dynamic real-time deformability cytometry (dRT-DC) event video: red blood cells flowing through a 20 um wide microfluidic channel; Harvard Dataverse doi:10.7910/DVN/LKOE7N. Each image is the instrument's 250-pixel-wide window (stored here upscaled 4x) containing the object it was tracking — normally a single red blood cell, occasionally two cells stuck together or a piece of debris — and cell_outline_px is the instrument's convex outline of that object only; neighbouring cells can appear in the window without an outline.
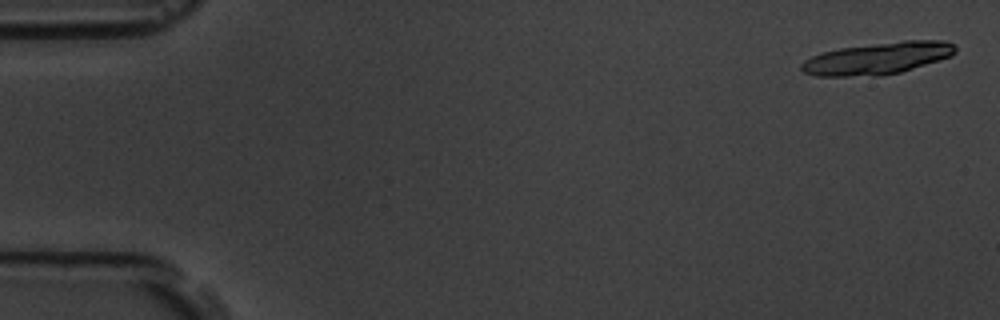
{"species": "common noctule bat (a hibernating species)", "species_latin": "Nyctalus noctula", "temperature_condition": "room temperature", "stored_images_in_passage": 6, "camera_frame_rate_fps": 3000, "um_per_image_px": 0.085, "animal": {"sex": "male", "body_mass_g": 19.5, "forearm_length_mm": 54.6}, "frame": {"image": 1, "passage_image": 1, "time_ms": 0.0, "image_size_px": [1000, 320], "cell_outline_px": [[956, 52], [952, 56], [940, 60], [900, 72], [880, 76], [816, 76], [804, 72], [800, 68], [800, 64], [804, 60], [812, 56], [824, 52], [840, 48], [904, 40], [944, 40], [956, 44]], "centroid_in_image_um": [74.63, 4.96], "position_along_channel_um": 10.4, "area_um2": 28.78}}